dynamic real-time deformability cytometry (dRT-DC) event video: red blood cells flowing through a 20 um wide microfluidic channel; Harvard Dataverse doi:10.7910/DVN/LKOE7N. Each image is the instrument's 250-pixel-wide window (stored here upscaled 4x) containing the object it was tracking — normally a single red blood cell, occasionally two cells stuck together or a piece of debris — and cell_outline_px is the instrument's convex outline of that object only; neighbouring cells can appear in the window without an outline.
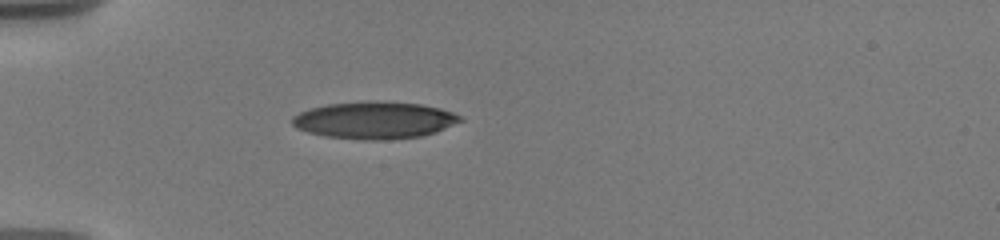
{"species": "human", "species_latin": "Homo sapiens", "temperature_condition": "warm", "stored_images_in_passage": 5, "camera_frame_rate_fps": 3000, "um_per_image_px": 0.085, "donor": {"sex": "male"}, "frame": {"image": 1, "passage_image": 1, "time_ms": 0.0, "image_size_px": [1000, 240], "cell_outline_px": [[464, 120], [436, 132], [420, 136], [384, 140], [364, 140], [324, 136], [308, 132], [296, 128], [292, 124], [292, 116], [300, 112], [312, 108], [328, 104], [368, 100], [376, 100], [420, 104], [440, 108], [452, 112], [460, 116]], "centroid_in_image_um": [31.82, 10.21], "position_along_channel_um": 53.2, "area_um2": 36.47}}
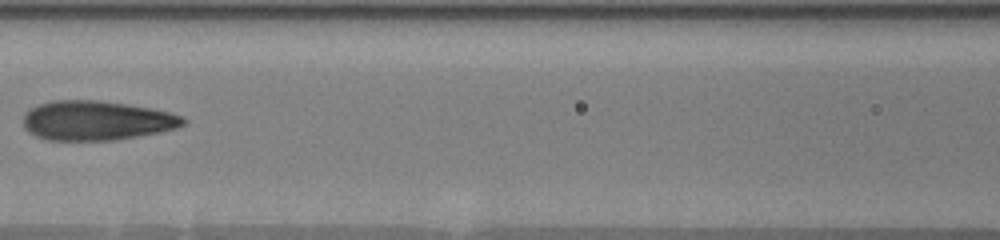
{"frame": {"image": 2, "passage_image": 4, "time_ms": 3.333, "image_size_px": [1000, 240], "cell_outline_px": [[188, 120], [184, 124], [176, 128], [116, 140], [48, 140], [36, 136], [28, 132], [24, 128], [24, 112], [28, 108], [36, 104], [52, 100], [100, 100], [128, 104], [168, 112], [184, 116]], "centroid_in_image_um": [8.15, 10.23], "position_along_channel_um": 158.4, "area_um2": 36.93}}
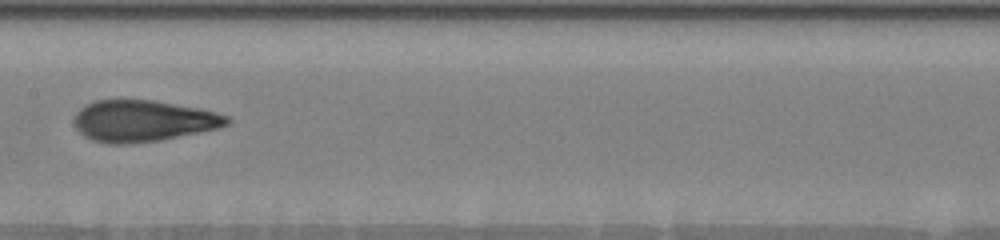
{"frame": {"image": 3, "passage_image": 5, "time_ms": 4.333, "image_size_px": [1000, 240], "cell_outline_px": [[232, 120], [228, 124], [216, 128], [160, 140], [124, 144], [108, 144], [92, 140], [84, 136], [76, 128], [76, 112], [84, 104], [96, 100], [152, 100], [200, 108], [216, 112], [228, 116]], "centroid_in_image_um": [12.15, 10.27], "position_along_channel_um": 195.3, "area_um2": 36.65}}